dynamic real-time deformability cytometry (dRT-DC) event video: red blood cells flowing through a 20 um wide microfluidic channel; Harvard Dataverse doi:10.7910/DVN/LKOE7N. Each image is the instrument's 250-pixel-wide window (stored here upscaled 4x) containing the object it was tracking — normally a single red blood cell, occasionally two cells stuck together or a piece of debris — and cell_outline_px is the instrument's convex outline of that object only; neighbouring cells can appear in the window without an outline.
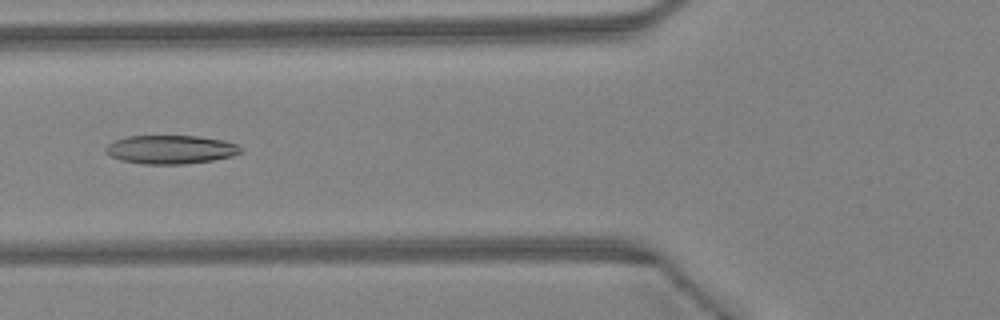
{"species": "Egyptian fruit bat (a non-hibernating species)", "species_latin": "Rousettus aegyptiacus", "temperature_condition": "warm", "stored_images_in_passage": 45, "camera_frame_rate_fps": 3000, "um_per_image_px": 0.085, "animal": {"sex": "female"}, "frame": {"image": 1, "passage_image": 18, "time_ms": 5.667, "image_size_px": [1000, 320], "cell_outline_px": [[240, 152], [232, 156], [212, 160], [184, 164], [144, 164], [120, 160], [104, 152], [104, 148], [108, 144], [116, 140], [128, 136], [196, 136], [224, 140], [236, 144], [240, 148]], "centroid_in_image_um": [14.47, 12.71], "position_along_channel_um": 111.3, "area_um2": 22.37}}
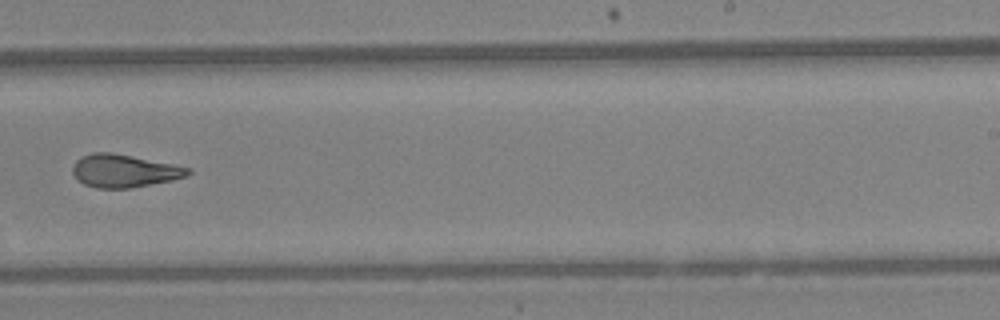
{"frame": {"image": 2, "passage_image": 29, "time_ms": 9.333, "image_size_px": [1000, 320], "cell_outline_px": [[192, 172], [188, 176], [172, 180], [132, 188], [96, 188], [84, 184], [72, 172], [72, 168], [76, 160], [92, 152], [112, 152], [172, 164], [188, 168]], "centroid_in_image_um": [10.55, 14.52], "position_along_channel_um": 278.4, "area_um2": 21.91}}
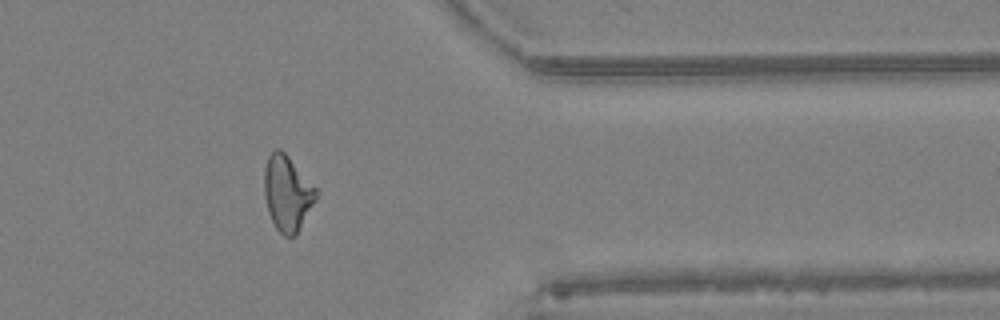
{"frame": {"image": 3, "passage_image": 37, "time_ms": 12.0, "image_size_px": [1000, 320], "cell_outline_px": [[320, 192], [316, 200], [296, 236], [284, 236], [276, 228], [268, 212], [264, 196], [264, 168], [268, 156], [276, 148], [280, 148], [288, 156]], "centroid_in_image_um": [24.43, 16.43], "position_along_channel_um": 387.0, "area_um2": 22.89}, "authors_computed_cell_mechanics": {"area_um2": 22.8888, "velocity_mm_per_s": 4.5908, "shape_relaxation_time_tau1_ms": 7.8371, "shape_relaxation_time_tau2_ms": 1.5406, "deformation_change_tau1": 0.2157, "deformation_change_tau2": 0.0898}}